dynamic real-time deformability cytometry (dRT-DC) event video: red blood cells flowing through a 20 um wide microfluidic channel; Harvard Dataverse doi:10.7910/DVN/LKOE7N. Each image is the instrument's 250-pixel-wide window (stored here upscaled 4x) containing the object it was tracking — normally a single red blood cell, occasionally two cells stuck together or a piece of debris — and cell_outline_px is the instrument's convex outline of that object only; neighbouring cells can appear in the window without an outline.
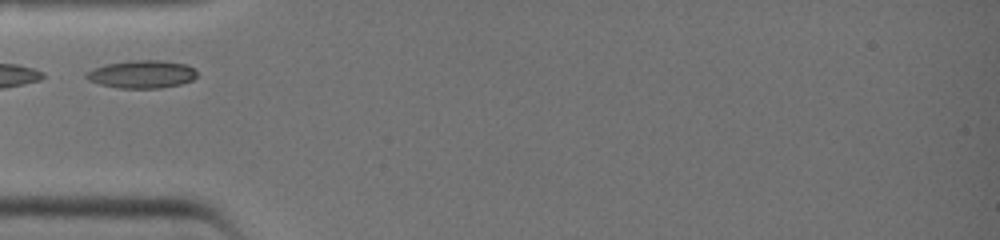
{"species": "common noctule bat (a hibernating species)", "species_latin": "Nyctalus noctula", "temperature_condition": "warm", "stored_images_in_passage": 3, "camera_frame_rate_fps": 3000, "um_per_image_px": 0.085, "animal": {"sex": "female", "body_mass_g": 19.0, "forearm_length_mm": 51.5}, "frame": {"image": 1, "passage_image": 1, "time_ms": 0.0, "image_size_px": [1000, 240], "cell_outline_px": [[196, 76], [192, 80], [180, 84], [160, 88], [120, 88], [100, 84], [88, 80], [84, 76], [84, 72], [92, 68], [108, 64], [132, 60], [164, 60], [188, 64], [196, 68]], "centroid_in_image_um": [12.06, 6.3], "position_along_channel_um": 72.9, "area_um2": 18.15}}